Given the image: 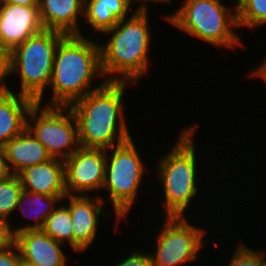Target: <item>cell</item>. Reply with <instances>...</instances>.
Masks as SVG:
<instances>
[{"label": "cell", "mask_w": 266, "mask_h": 266, "mask_svg": "<svg viewBox=\"0 0 266 266\" xmlns=\"http://www.w3.org/2000/svg\"><path fill=\"white\" fill-rule=\"evenodd\" d=\"M126 83L106 81L69 106L77 119L80 147L108 150L132 138L123 110Z\"/></svg>", "instance_id": "cell-1"}, {"label": "cell", "mask_w": 266, "mask_h": 266, "mask_svg": "<svg viewBox=\"0 0 266 266\" xmlns=\"http://www.w3.org/2000/svg\"><path fill=\"white\" fill-rule=\"evenodd\" d=\"M26 129L43 144L51 158L64 161L80 147L77 119L69 106L35 102L28 111Z\"/></svg>", "instance_id": "cell-8"}, {"label": "cell", "mask_w": 266, "mask_h": 266, "mask_svg": "<svg viewBox=\"0 0 266 266\" xmlns=\"http://www.w3.org/2000/svg\"><path fill=\"white\" fill-rule=\"evenodd\" d=\"M34 103L30 97L11 89L0 93V145L4 146L26 129L27 114Z\"/></svg>", "instance_id": "cell-16"}, {"label": "cell", "mask_w": 266, "mask_h": 266, "mask_svg": "<svg viewBox=\"0 0 266 266\" xmlns=\"http://www.w3.org/2000/svg\"><path fill=\"white\" fill-rule=\"evenodd\" d=\"M12 175L4 146L0 145V180L10 178Z\"/></svg>", "instance_id": "cell-28"}, {"label": "cell", "mask_w": 266, "mask_h": 266, "mask_svg": "<svg viewBox=\"0 0 266 266\" xmlns=\"http://www.w3.org/2000/svg\"><path fill=\"white\" fill-rule=\"evenodd\" d=\"M65 36L59 31L43 29L10 52V75L20 78L18 94L43 104L44 91L50 85L56 48Z\"/></svg>", "instance_id": "cell-6"}, {"label": "cell", "mask_w": 266, "mask_h": 266, "mask_svg": "<svg viewBox=\"0 0 266 266\" xmlns=\"http://www.w3.org/2000/svg\"><path fill=\"white\" fill-rule=\"evenodd\" d=\"M266 254L263 250H261V266H266Z\"/></svg>", "instance_id": "cell-32"}, {"label": "cell", "mask_w": 266, "mask_h": 266, "mask_svg": "<svg viewBox=\"0 0 266 266\" xmlns=\"http://www.w3.org/2000/svg\"><path fill=\"white\" fill-rule=\"evenodd\" d=\"M0 3H9L24 6H39V0H0Z\"/></svg>", "instance_id": "cell-31"}, {"label": "cell", "mask_w": 266, "mask_h": 266, "mask_svg": "<svg viewBox=\"0 0 266 266\" xmlns=\"http://www.w3.org/2000/svg\"><path fill=\"white\" fill-rule=\"evenodd\" d=\"M237 24L255 29L266 25V0H237Z\"/></svg>", "instance_id": "cell-21"}, {"label": "cell", "mask_w": 266, "mask_h": 266, "mask_svg": "<svg viewBox=\"0 0 266 266\" xmlns=\"http://www.w3.org/2000/svg\"><path fill=\"white\" fill-rule=\"evenodd\" d=\"M22 258L16 244L12 247L0 250V266H21Z\"/></svg>", "instance_id": "cell-26"}, {"label": "cell", "mask_w": 266, "mask_h": 266, "mask_svg": "<svg viewBox=\"0 0 266 266\" xmlns=\"http://www.w3.org/2000/svg\"><path fill=\"white\" fill-rule=\"evenodd\" d=\"M196 125L184 128L172 150L158 160V179L163 186L165 217H185L192 198L197 196V160L194 146Z\"/></svg>", "instance_id": "cell-4"}, {"label": "cell", "mask_w": 266, "mask_h": 266, "mask_svg": "<svg viewBox=\"0 0 266 266\" xmlns=\"http://www.w3.org/2000/svg\"><path fill=\"white\" fill-rule=\"evenodd\" d=\"M133 0H128V3L130 4V6L132 7V4L134 3V2H132ZM143 1V2H142ZM140 2H141V4H139L138 5V7H136V9L137 10H135V11H143V12H148V8H147V6H148V4L146 5V3H153V2H159V3H166V4H170V3H172V0H140Z\"/></svg>", "instance_id": "cell-30"}, {"label": "cell", "mask_w": 266, "mask_h": 266, "mask_svg": "<svg viewBox=\"0 0 266 266\" xmlns=\"http://www.w3.org/2000/svg\"><path fill=\"white\" fill-rule=\"evenodd\" d=\"M228 266H261V251L254 250L239 242Z\"/></svg>", "instance_id": "cell-23"}, {"label": "cell", "mask_w": 266, "mask_h": 266, "mask_svg": "<svg viewBox=\"0 0 266 266\" xmlns=\"http://www.w3.org/2000/svg\"><path fill=\"white\" fill-rule=\"evenodd\" d=\"M23 192L17 175L0 180V217L8 221L12 212L16 211L19 197Z\"/></svg>", "instance_id": "cell-22"}, {"label": "cell", "mask_w": 266, "mask_h": 266, "mask_svg": "<svg viewBox=\"0 0 266 266\" xmlns=\"http://www.w3.org/2000/svg\"><path fill=\"white\" fill-rule=\"evenodd\" d=\"M24 191L48 196H66L64 161H49L23 169L17 174Z\"/></svg>", "instance_id": "cell-14"}, {"label": "cell", "mask_w": 266, "mask_h": 266, "mask_svg": "<svg viewBox=\"0 0 266 266\" xmlns=\"http://www.w3.org/2000/svg\"><path fill=\"white\" fill-rule=\"evenodd\" d=\"M133 141L131 138L106 150L105 181L102 189H108L118 222L126 217L136 203L137 191L146 168Z\"/></svg>", "instance_id": "cell-7"}, {"label": "cell", "mask_w": 266, "mask_h": 266, "mask_svg": "<svg viewBox=\"0 0 266 266\" xmlns=\"http://www.w3.org/2000/svg\"><path fill=\"white\" fill-rule=\"evenodd\" d=\"M43 29L39 6L0 3V44L10 52Z\"/></svg>", "instance_id": "cell-12"}, {"label": "cell", "mask_w": 266, "mask_h": 266, "mask_svg": "<svg viewBox=\"0 0 266 266\" xmlns=\"http://www.w3.org/2000/svg\"><path fill=\"white\" fill-rule=\"evenodd\" d=\"M147 15V11H134L129 18L104 32L112 33L107 43L100 44L102 73L104 77L109 76L104 78L106 81H130L136 85L148 72L151 30Z\"/></svg>", "instance_id": "cell-3"}, {"label": "cell", "mask_w": 266, "mask_h": 266, "mask_svg": "<svg viewBox=\"0 0 266 266\" xmlns=\"http://www.w3.org/2000/svg\"><path fill=\"white\" fill-rule=\"evenodd\" d=\"M221 1L183 0V5L165 18L174 27L214 47L243 46L233 31V28H238L236 4L231 10Z\"/></svg>", "instance_id": "cell-5"}, {"label": "cell", "mask_w": 266, "mask_h": 266, "mask_svg": "<svg viewBox=\"0 0 266 266\" xmlns=\"http://www.w3.org/2000/svg\"><path fill=\"white\" fill-rule=\"evenodd\" d=\"M63 204L65 203L58 204V207L46 218L41 230L61 244L67 241L73 249L72 219L69 209Z\"/></svg>", "instance_id": "cell-20"}, {"label": "cell", "mask_w": 266, "mask_h": 266, "mask_svg": "<svg viewBox=\"0 0 266 266\" xmlns=\"http://www.w3.org/2000/svg\"><path fill=\"white\" fill-rule=\"evenodd\" d=\"M64 197L65 196H48L45 194L30 193L23 190L19 197L16 210L20 208L21 213L27 217V219L34 220V224H25L17 228L11 226L13 234L16 235L24 231L41 230L46 218L57 208V204H60ZM27 208H29V210Z\"/></svg>", "instance_id": "cell-19"}, {"label": "cell", "mask_w": 266, "mask_h": 266, "mask_svg": "<svg viewBox=\"0 0 266 266\" xmlns=\"http://www.w3.org/2000/svg\"><path fill=\"white\" fill-rule=\"evenodd\" d=\"M130 8L128 0H86L83 18L89 27L102 34L128 18Z\"/></svg>", "instance_id": "cell-18"}, {"label": "cell", "mask_w": 266, "mask_h": 266, "mask_svg": "<svg viewBox=\"0 0 266 266\" xmlns=\"http://www.w3.org/2000/svg\"><path fill=\"white\" fill-rule=\"evenodd\" d=\"M68 199V203L67 202ZM62 201L69 209L73 224V250L85 252L96 239L99 217L103 214V205L106 200L99 196L66 195ZM105 201V202H104Z\"/></svg>", "instance_id": "cell-11"}, {"label": "cell", "mask_w": 266, "mask_h": 266, "mask_svg": "<svg viewBox=\"0 0 266 266\" xmlns=\"http://www.w3.org/2000/svg\"><path fill=\"white\" fill-rule=\"evenodd\" d=\"M4 149L13 175H17L25 168L52 159L43 144L27 129L7 142Z\"/></svg>", "instance_id": "cell-17"}, {"label": "cell", "mask_w": 266, "mask_h": 266, "mask_svg": "<svg viewBox=\"0 0 266 266\" xmlns=\"http://www.w3.org/2000/svg\"><path fill=\"white\" fill-rule=\"evenodd\" d=\"M22 260L36 266H68L61 243L42 230L24 231L15 235Z\"/></svg>", "instance_id": "cell-13"}, {"label": "cell", "mask_w": 266, "mask_h": 266, "mask_svg": "<svg viewBox=\"0 0 266 266\" xmlns=\"http://www.w3.org/2000/svg\"><path fill=\"white\" fill-rule=\"evenodd\" d=\"M116 266H152L150 253L136 250L123 258Z\"/></svg>", "instance_id": "cell-25"}, {"label": "cell", "mask_w": 266, "mask_h": 266, "mask_svg": "<svg viewBox=\"0 0 266 266\" xmlns=\"http://www.w3.org/2000/svg\"><path fill=\"white\" fill-rule=\"evenodd\" d=\"M10 75V51L0 44V93L10 90L6 81Z\"/></svg>", "instance_id": "cell-24"}, {"label": "cell", "mask_w": 266, "mask_h": 266, "mask_svg": "<svg viewBox=\"0 0 266 266\" xmlns=\"http://www.w3.org/2000/svg\"><path fill=\"white\" fill-rule=\"evenodd\" d=\"M15 244V235L11 229V223L0 217V250H5Z\"/></svg>", "instance_id": "cell-27"}, {"label": "cell", "mask_w": 266, "mask_h": 266, "mask_svg": "<svg viewBox=\"0 0 266 266\" xmlns=\"http://www.w3.org/2000/svg\"><path fill=\"white\" fill-rule=\"evenodd\" d=\"M104 77L101 69L100 45L84 35H66L58 44L49 87L52 97L46 106H70L89 92L93 78ZM93 87V88H92Z\"/></svg>", "instance_id": "cell-2"}, {"label": "cell", "mask_w": 266, "mask_h": 266, "mask_svg": "<svg viewBox=\"0 0 266 266\" xmlns=\"http://www.w3.org/2000/svg\"><path fill=\"white\" fill-rule=\"evenodd\" d=\"M261 64L256 65V68H251L250 75L262 78L266 84V58Z\"/></svg>", "instance_id": "cell-29"}, {"label": "cell", "mask_w": 266, "mask_h": 266, "mask_svg": "<svg viewBox=\"0 0 266 266\" xmlns=\"http://www.w3.org/2000/svg\"><path fill=\"white\" fill-rule=\"evenodd\" d=\"M156 238V252L150 253L152 266H179L195 261L206 242L204 229L187 222L185 217H165Z\"/></svg>", "instance_id": "cell-9"}, {"label": "cell", "mask_w": 266, "mask_h": 266, "mask_svg": "<svg viewBox=\"0 0 266 266\" xmlns=\"http://www.w3.org/2000/svg\"><path fill=\"white\" fill-rule=\"evenodd\" d=\"M21 266H36V265L30 264V263L22 260Z\"/></svg>", "instance_id": "cell-33"}, {"label": "cell", "mask_w": 266, "mask_h": 266, "mask_svg": "<svg viewBox=\"0 0 266 266\" xmlns=\"http://www.w3.org/2000/svg\"><path fill=\"white\" fill-rule=\"evenodd\" d=\"M105 171L106 150L79 147L64 160L67 195H88L87 192L100 191L104 185Z\"/></svg>", "instance_id": "cell-10"}, {"label": "cell", "mask_w": 266, "mask_h": 266, "mask_svg": "<svg viewBox=\"0 0 266 266\" xmlns=\"http://www.w3.org/2000/svg\"><path fill=\"white\" fill-rule=\"evenodd\" d=\"M39 13L44 29L82 36L78 18L84 16L83 0H39Z\"/></svg>", "instance_id": "cell-15"}]
</instances>
